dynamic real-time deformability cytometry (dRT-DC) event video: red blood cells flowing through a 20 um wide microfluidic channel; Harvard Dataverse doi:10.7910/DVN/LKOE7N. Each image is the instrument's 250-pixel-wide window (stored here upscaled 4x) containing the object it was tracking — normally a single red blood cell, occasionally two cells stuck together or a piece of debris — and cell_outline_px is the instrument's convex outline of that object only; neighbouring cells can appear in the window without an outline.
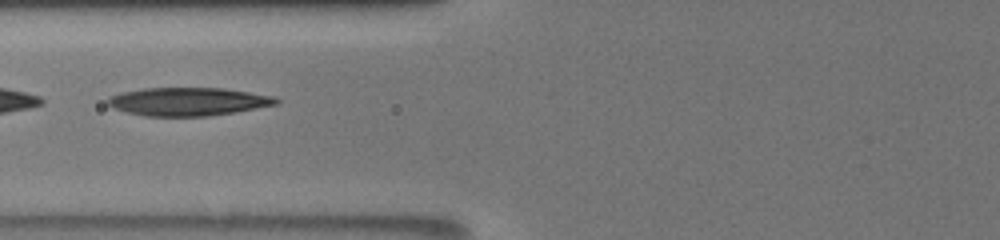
{"species": "human", "species_latin": "Homo sapiens", "temperature_condition": "room temperature", "stored_images_in_passage": 14, "segment_of_instrument_passage": [2, 2], "camera_frame_rate_fps": 3000, "um_per_image_px": 0.085, "donor": {"sex": "male"}, "frame": {"image": 1, "passage_image": 13, "time_ms": 7.0, "image_size_px": [1000, 240], "cell_outline_px": [[280, 104], [208, 116], [144, 116], [128, 112], [116, 108], [108, 104], [104, 100], [108, 96], [120, 92], [144, 88], [224, 88], [276, 96], [280, 100]], "centroid_in_image_um": [16.0, 8.62], "position_along_channel_um": 109.8, "area_um2": 27.8}}